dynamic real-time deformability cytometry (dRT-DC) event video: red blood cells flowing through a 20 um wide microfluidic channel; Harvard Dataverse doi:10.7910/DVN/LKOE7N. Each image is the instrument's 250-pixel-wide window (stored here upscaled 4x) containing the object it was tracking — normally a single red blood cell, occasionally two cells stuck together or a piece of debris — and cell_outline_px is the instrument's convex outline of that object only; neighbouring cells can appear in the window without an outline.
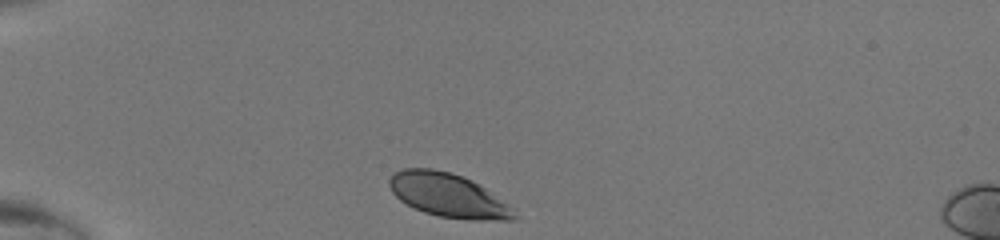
{"species": "human", "species_latin": "Homo sapiens", "temperature_condition": "room temperature", "stored_images_in_passage": 30, "camera_frame_rate_fps": 3000, "um_per_image_px": 0.085, "donor": {"sex": "male"}, "frame": {"image": 1, "passage_image": 1, "time_ms": 0.0, "image_size_px": [1000, 240], "cell_outline_px": [[520, 220], [468, 220], [440, 216], [424, 212], [400, 200], [392, 192], [388, 184], [388, 180], [392, 172], [404, 168], [432, 168], [448, 172], [472, 180], [480, 184], [516, 208]], "centroid_in_image_um": [38.16, 16.61], "position_along_channel_um": 46.8, "area_um2": 32.31}}
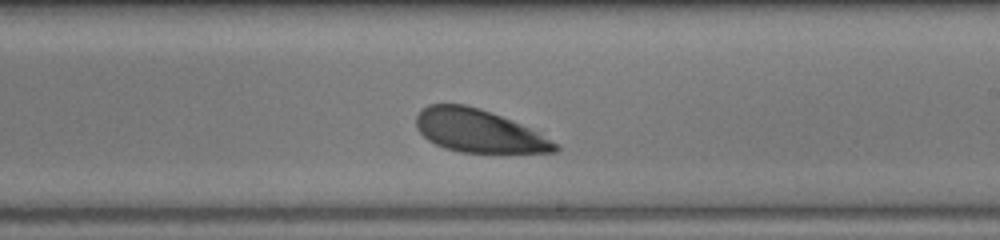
{"frame": {"image": 2, "passage_image": 18, "time_ms": 5.667, "image_size_px": [1000, 240], "cell_outline_px": [[560, 148], [556, 152], [460, 152], [444, 148], [428, 140], [416, 128], [416, 116], [428, 104], [464, 104], [480, 108], [512, 120], [560, 144]], "centroid_in_image_um": [40.67, 11.13], "position_along_channel_um": 248.3, "area_um2": 34.39}}
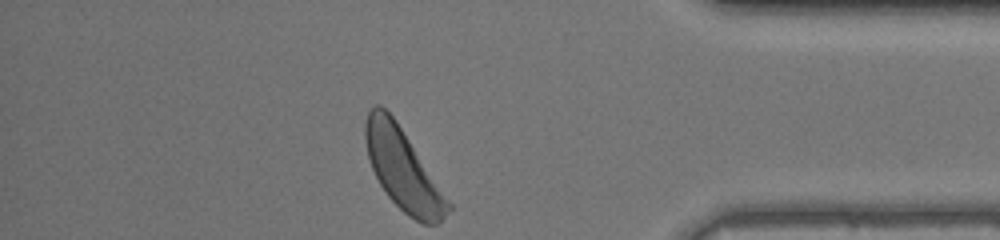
{"frame": {"image": 3, "passage_image": 30, "time_ms": 9.667, "image_size_px": [1000, 240], "cell_outline_px": [[452, 208], [436, 224], [424, 224], [408, 216], [388, 196], [380, 184], [368, 160], [364, 140], [364, 124], [368, 112], [376, 104], [380, 104], [396, 120], [452, 204]], "centroid_in_image_um": [34.23, 14.38], "position_along_channel_um": 401.0, "area_um2": 38.67}}